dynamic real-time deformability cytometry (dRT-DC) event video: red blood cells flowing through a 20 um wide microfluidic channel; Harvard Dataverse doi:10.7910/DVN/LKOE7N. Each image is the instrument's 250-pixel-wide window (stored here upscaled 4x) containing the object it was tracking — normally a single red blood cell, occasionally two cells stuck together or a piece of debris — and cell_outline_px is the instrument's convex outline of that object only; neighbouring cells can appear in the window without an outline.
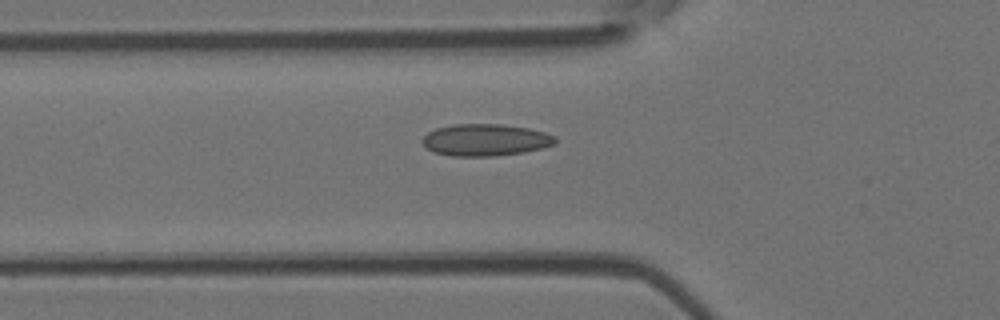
{"species": "Egyptian fruit bat (a non-hibernating species)", "species_latin": "Rousettus aegyptiacus", "temperature_condition": "room temperature", "stored_images_in_passage": 35, "camera_frame_rate_fps": 3000, "um_per_image_px": 0.085, "animal": {"sex": "female"}, "frame": {"image": 1, "passage_image": 3, "time_ms": 0.667, "image_size_px": [1000, 320], "cell_outline_px": [[556, 144], [524, 152], [496, 156], [452, 156], [432, 152], [420, 140], [428, 132], [436, 128], [452, 124], [500, 124], [528, 128], [544, 132], [556, 136]], "centroid_in_image_um": [41.25, 11.89], "position_along_channel_um": 84.6, "area_um2": 24.8}}
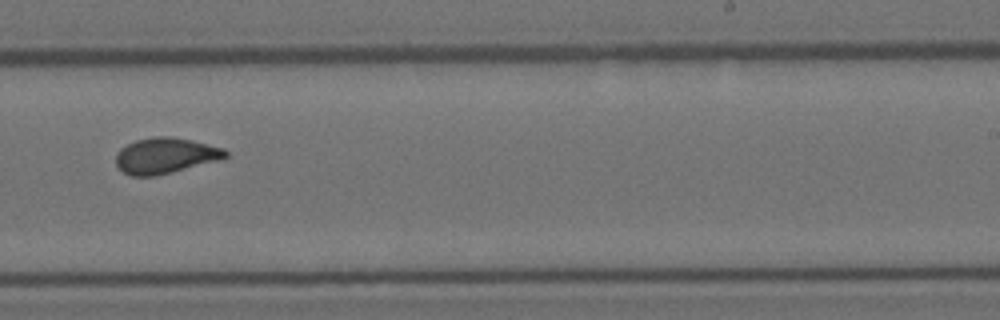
{"frame": {"image": 2, "passage_image": 17, "time_ms": 5.333, "image_size_px": [1000, 320], "cell_outline_px": [[228, 156], [224, 160], [156, 176], [132, 176], [124, 172], [116, 164], [116, 152], [120, 148], [136, 140], [156, 136], [168, 136], [192, 140], [224, 148], [228, 152]], "centroid_in_image_um": [14.11, 13.23], "position_along_channel_um": 274.9, "area_um2": 23.12}}
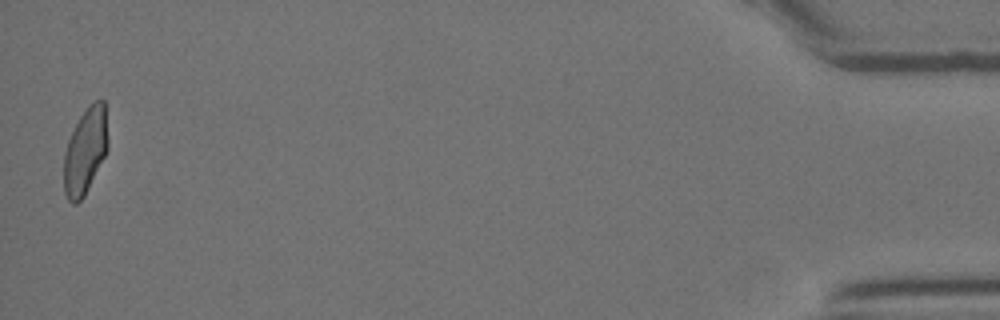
{"frame": {"image": 3, "passage_image": 35, "time_ms": 11.333, "image_size_px": [1000, 320], "cell_outline_px": [[108, 148], [84, 196], [76, 204], [72, 204], [68, 200], [64, 192], [64, 152], [68, 140], [80, 116], [88, 104], [96, 100], [104, 100], [108, 140]], "centroid_in_image_um": [7.24, 12.82], "position_along_channel_um": 428.0, "area_um2": 21.96}, "authors_computed_cell_mechanics": {"area_um2": 22.3686, "velocity_mm_per_s": 4.0703, "shape_relaxation_time_tau1_ms": null, "shape_relaxation_time_tau2_ms": 0.4441, "deformation_change_tau1": null, "deformation_change_tau2": 0.0468}}